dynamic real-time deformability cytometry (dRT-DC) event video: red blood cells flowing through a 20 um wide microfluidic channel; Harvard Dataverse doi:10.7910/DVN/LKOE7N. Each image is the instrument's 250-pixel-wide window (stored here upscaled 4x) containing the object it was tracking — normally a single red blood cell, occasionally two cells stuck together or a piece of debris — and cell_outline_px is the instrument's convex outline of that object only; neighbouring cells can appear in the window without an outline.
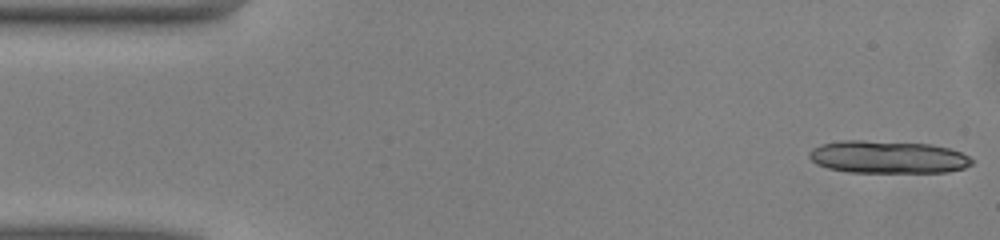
{"species": "common noctule bat (a hibernating species)", "species_latin": "Nyctalus noctula", "temperature_condition": "warm", "stored_images_in_passage": 12, "camera_frame_rate_fps": 3000, "um_per_image_px": 0.085, "animal": {"sex": "male", "body_mass_g": 13.0, "forearm_length_mm": 53.1}, "frame": {"image": 1, "passage_image": 1, "time_ms": 0.0, "image_size_px": [1000, 240], "cell_outline_px": [[972, 164], [964, 168], [948, 172], [848, 172], [828, 168], [816, 164], [808, 156], [808, 152], [812, 148], [820, 144], [840, 140], [864, 140], [932, 144], [948, 148], [960, 152], [968, 156], [972, 160]], "centroid_in_image_um": [75.43, 13.34], "position_along_channel_um": 9.6, "area_um2": 31.04}}